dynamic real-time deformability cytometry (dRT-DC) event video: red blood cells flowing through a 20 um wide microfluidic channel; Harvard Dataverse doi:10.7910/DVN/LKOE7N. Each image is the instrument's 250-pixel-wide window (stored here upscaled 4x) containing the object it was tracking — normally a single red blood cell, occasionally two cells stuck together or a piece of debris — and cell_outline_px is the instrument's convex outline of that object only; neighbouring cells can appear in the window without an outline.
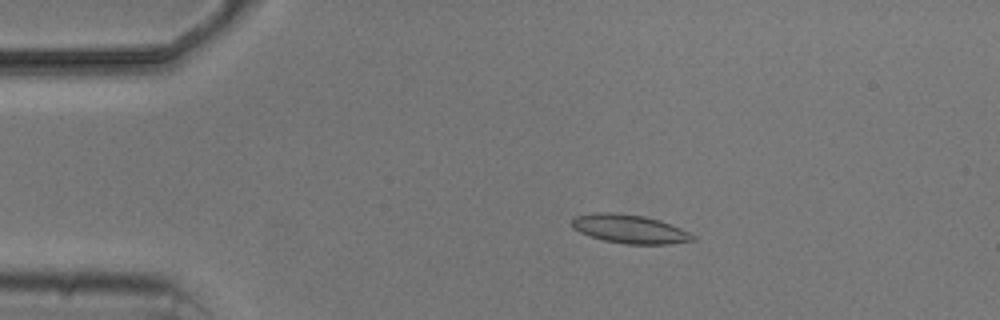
{"species": "common noctule bat (a hibernating species)", "species_latin": "Nyctalus noctula", "temperature_condition": "cold", "stored_images_in_passage": 5, "camera_frame_rate_fps": 3000, "um_per_image_px": 0.085, "animal": {"sex": "male", "body_mass_g": 20.5, "forearm_length_mm": 52.5}, "frame": {"image": 1, "passage_image": 3, "time_ms": 2.333, "image_size_px": [1000, 320], "cell_outline_px": [[696, 240], [668, 244], [624, 244], [604, 240], [588, 236], [572, 228], [572, 216], [596, 212], [608, 212], [644, 216], [660, 220], [680, 228], [696, 236]], "centroid_in_image_um": [53.49, 19.46], "position_along_channel_um": 31.5, "area_um2": 20.29}}
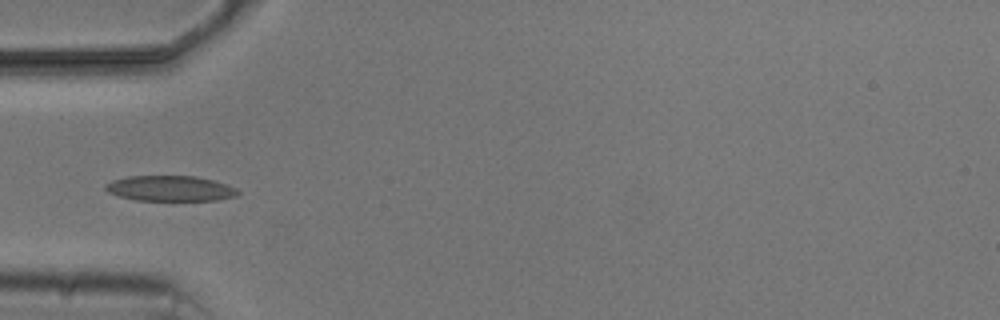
{"frame": {"image": 2, "passage_image": 5, "time_ms": 4.667, "image_size_px": [1000, 320], "cell_outline_px": [[240, 192], [236, 196], [216, 200], [136, 200], [120, 196], [108, 192], [104, 188], [104, 184], [112, 180], [128, 176], [196, 176], [228, 184], [236, 188]], "centroid_in_image_um": [14.46, 16.01], "position_along_channel_um": 70.5, "area_um2": 19.59}}